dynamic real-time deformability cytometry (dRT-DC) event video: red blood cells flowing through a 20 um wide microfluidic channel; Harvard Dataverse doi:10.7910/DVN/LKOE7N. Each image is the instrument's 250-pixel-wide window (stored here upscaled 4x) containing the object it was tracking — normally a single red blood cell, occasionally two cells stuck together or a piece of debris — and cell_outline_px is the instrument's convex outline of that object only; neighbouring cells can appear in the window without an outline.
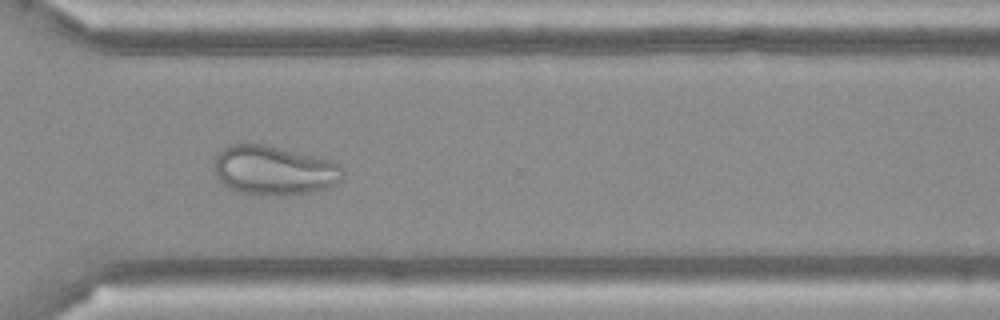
{"species": "Egyptian fruit bat (a non-hibernating species)", "species_latin": "Rousettus aegyptiacus", "temperature_condition": "cold", "stored_images_in_passage": 51, "camera_frame_rate_fps": 3000, "um_per_image_px": 0.085, "frame": {"image": 1, "passage_image": 37, "time_ms": 12.0, "image_size_px": [1000, 320], "cell_outline_px": [[344, 176], [336, 184], [328, 188], [308, 192], [284, 196], [260, 196], [240, 192], [228, 188], [220, 180], [216, 172], [216, 156], [228, 144], [264, 144], [332, 160], [340, 164], [344, 168]], "centroid_in_image_um": [23.34, 14.5], "position_along_channel_um": 347.3, "area_um2": 37.17}}